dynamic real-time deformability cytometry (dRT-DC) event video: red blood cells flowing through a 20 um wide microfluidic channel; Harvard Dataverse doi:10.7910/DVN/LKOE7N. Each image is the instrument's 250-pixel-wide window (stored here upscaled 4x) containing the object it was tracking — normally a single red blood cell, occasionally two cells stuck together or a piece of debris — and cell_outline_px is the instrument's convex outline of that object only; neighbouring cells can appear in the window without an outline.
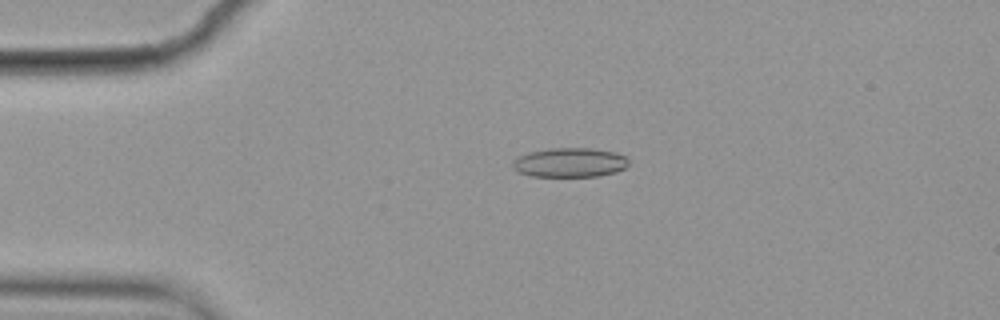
{"species": "common noctule bat (a hibernating species)", "species_latin": "Nyctalus noctula", "temperature_condition": "cold", "stored_images_in_passage": 5, "camera_frame_rate_fps": 3000, "um_per_image_px": 0.085, "animal": {"sex": "female", "body_mass_g": 19.9}, "frame": {"image": 1, "passage_image": 4, "time_ms": 1.0, "image_size_px": [1000, 320], "cell_outline_px": [[628, 164], [624, 168], [616, 172], [596, 176], [532, 176], [516, 172], [512, 168], [512, 160], [516, 156], [528, 152], [552, 148], [588, 148], [616, 152], [628, 156]], "centroid_in_image_um": [48.39, 13.81], "position_along_channel_um": 36.6, "area_um2": 20.06}}